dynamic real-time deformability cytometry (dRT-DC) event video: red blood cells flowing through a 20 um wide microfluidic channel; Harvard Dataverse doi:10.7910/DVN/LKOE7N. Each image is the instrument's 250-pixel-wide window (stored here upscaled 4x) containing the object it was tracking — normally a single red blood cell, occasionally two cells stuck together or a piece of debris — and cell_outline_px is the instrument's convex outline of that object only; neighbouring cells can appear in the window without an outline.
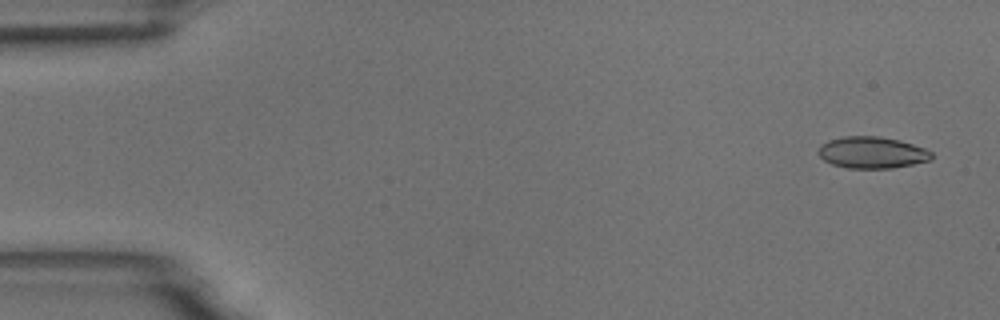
{"species": "common noctule bat (a hibernating species)", "species_latin": "Nyctalus noctula", "temperature_condition": "room temperature", "stored_images_in_passage": 4, "camera_frame_rate_fps": 3000, "um_per_image_px": 0.085, "animal": {"sex": "male", "body_mass_g": 18.8}, "frame": {"image": 1, "passage_image": 1, "time_ms": 0.0, "image_size_px": [1000, 320], "cell_outline_px": [[932, 160], [892, 168], [848, 168], [832, 164], [824, 160], [816, 152], [820, 144], [828, 140], [844, 136], [880, 136], [900, 140], [924, 148], [932, 152]], "centroid_in_image_um": [74.1, 12.96], "position_along_channel_um": 10.9, "area_um2": 20.98}}
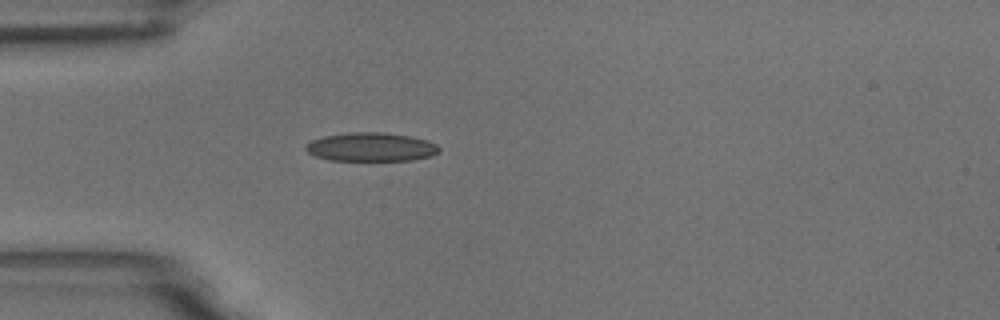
{"frame": {"image": 2, "passage_image": 4, "time_ms": 4.333, "image_size_px": [1000, 320], "cell_outline_px": [[440, 152], [432, 156], [412, 160], [332, 160], [316, 156], [308, 152], [304, 148], [312, 140], [324, 136], [348, 132], [384, 132], [412, 136], [428, 140], [436, 144], [440, 148]], "centroid_in_image_um": [31.59, 12.48], "position_along_channel_um": 53.4, "area_um2": 22.37}}